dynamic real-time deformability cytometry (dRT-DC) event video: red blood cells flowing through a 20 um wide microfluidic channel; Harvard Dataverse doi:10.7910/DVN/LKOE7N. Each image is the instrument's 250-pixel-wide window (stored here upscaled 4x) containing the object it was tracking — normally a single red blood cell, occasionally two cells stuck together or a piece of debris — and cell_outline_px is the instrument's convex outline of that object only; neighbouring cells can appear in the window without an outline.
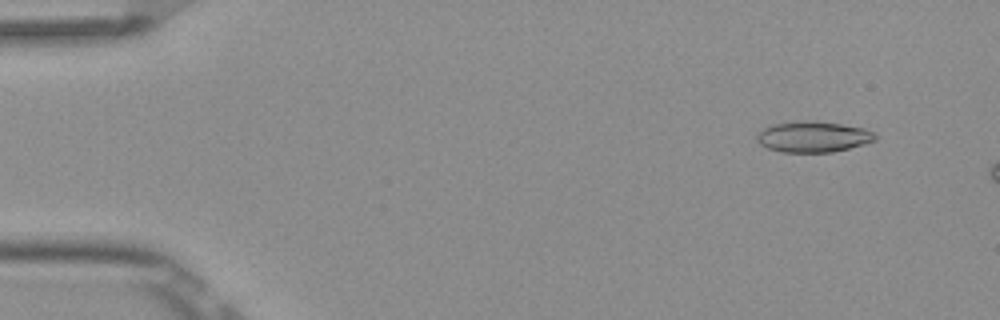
{"species": "Egyptian fruit bat (a non-hibernating species)", "species_latin": "Rousettus aegyptiacus", "temperature_condition": "room temperature", "stored_images_in_passage": 5, "camera_frame_rate_fps": 3000, "um_per_image_px": 0.085, "frame": {"image": 1, "passage_image": 2, "time_ms": 0.333, "image_size_px": [1000, 320], "cell_outline_px": [[876, 140], [864, 144], [832, 152], [780, 152], [768, 148], [760, 144], [756, 140], [756, 132], [772, 124], [804, 120], [816, 120], [864, 128], [876, 132]], "centroid_in_image_um": [69.1, 11.61], "position_along_channel_um": 15.9, "area_um2": 21.5}}